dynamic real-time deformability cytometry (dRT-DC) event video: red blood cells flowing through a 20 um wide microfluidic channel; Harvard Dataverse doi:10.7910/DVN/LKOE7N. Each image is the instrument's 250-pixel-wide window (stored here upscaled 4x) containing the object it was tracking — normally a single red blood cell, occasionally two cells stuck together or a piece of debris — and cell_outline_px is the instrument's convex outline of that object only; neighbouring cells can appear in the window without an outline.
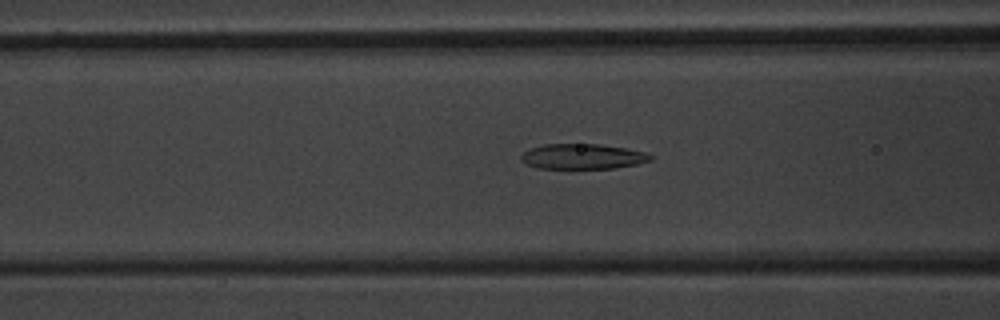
{"species": "common noctule bat (a hibernating species)", "species_latin": "Nyctalus noctula", "temperature_condition": "warm", "stored_images_in_passage": 54, "camera_frame_rate_fps": 3000, "um_per_image_px": 0.085, "animal": {"sex": "male", "body_mass_g": 20.1, "forearm_length_mm": 53.5}, "frame": {"image": 1, "passage_image": 21, "time_ms": 6.667, "image_size_px": [1000, 320], "cell_outline_px": [[652, 160], [636, 164], [616, 168], [536, 168], [520, 160], [520, 156], [528, 148], [544, 144], [600, 144], [624, 148], [644, 152], [652, 156]], "centroid_in_image_um": [49.48, 13.3], "position_along_channel_um": 117.1, "area_um2": 18.96}}
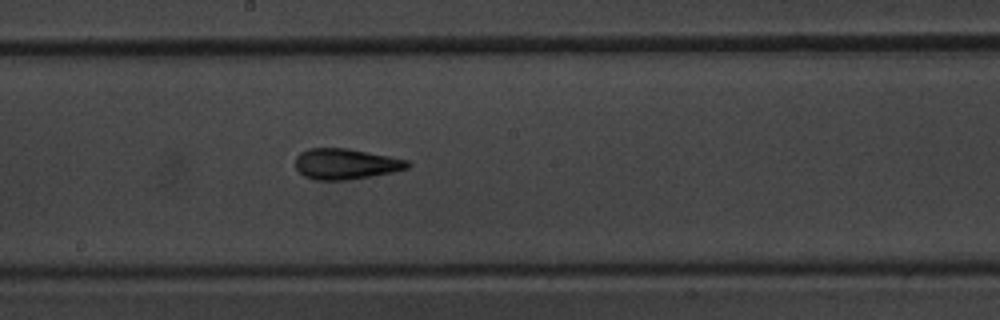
{"frame": {"image": 2, "passage_image": 29, "time_ms": 9.333, "image_size_px": [1000, 320], "cell_outline_px": [[412, 164], [408, 168], [392, 172], [348, 180], [316, 180], [304, 176], [296, 168], [296, 156], [300, 152], [308, 148], [348, 148], [408, 160]], "centroid_in_image_um": [29.38, 13.93], "position_along_channel_um": 218.8, "area_um2": 20.06}}
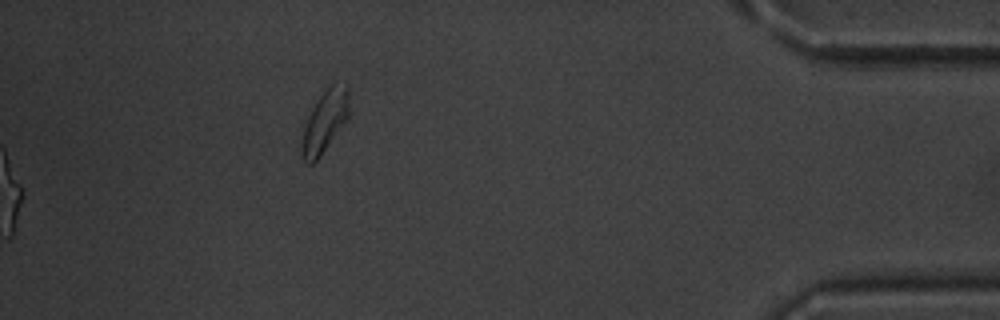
{"frame": {"image": 3, "passage_image": 54, "time_ms": 17.667, "image_size_px": [1000, 320], "cell_outline_px": [[348, 120], [320, 156], [312, 164], [308, 164], [304, 160], [300, 152], [300, 144], [304, 128], [308, 116], [312, 108], [320, 96], [332, 84], [348, 84]], "centroid_in_image_um": [27.6, 10.36], "position_along_channel_um": 407.6, "area_um2": 16.99}, "authors_computed_cell_mechanics": {"area_um2": 20.0277, "velocity_mm_per_s": 3.8052, "shape_relaxation_time_tau1_ms": 5.8001, "shape_relaxation_time_tau2_ms": 2.0734, "deformation_change_tau1": 0.1871, "deformation_change_tau2": 0.1234}}